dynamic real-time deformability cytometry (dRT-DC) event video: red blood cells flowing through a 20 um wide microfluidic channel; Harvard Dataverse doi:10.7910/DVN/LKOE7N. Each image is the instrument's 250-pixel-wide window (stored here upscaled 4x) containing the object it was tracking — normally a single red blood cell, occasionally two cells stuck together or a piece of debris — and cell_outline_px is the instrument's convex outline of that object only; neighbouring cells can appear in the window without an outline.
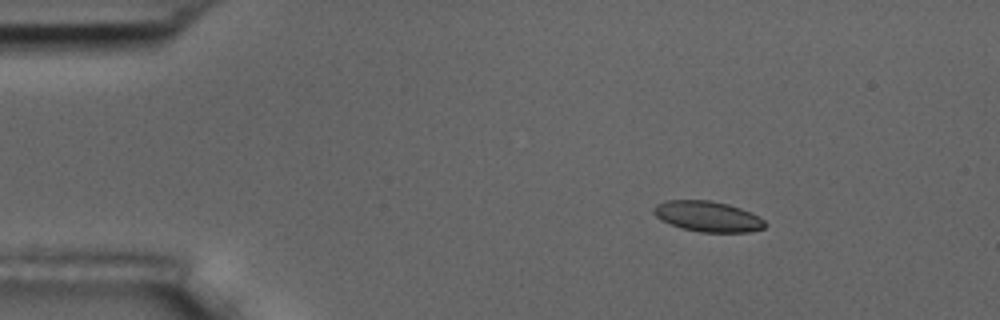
{"species": "common noctule bat (a hibernating species)", "species_latin": "Nyctalus noctula", "temperature_condition": "room temperature", "stored_images_in_passage": 5, "camera_frame_rate_fps": 3000, "um_per_image_px": 0.085, "animal": {"sex": "male", "body_mass_g": 17.5, "forearm_length_mm": 52.3}, "frame": {"image": 1, "passage_image": 1, "time_ms": 0.0, "image_size_px": [1000, 320], "cell_outline_px": [[768, 224], [764, 228], [748, 232], [700, 232], [684, 228], [672, 224], [656, 216], [652, 212], [652, 208], [656, 204], [664, 200], [708, 200], [728, 204], [740, 208], [764, 220]], "centroid_in_image_um": [60.15, 18.39], "position_along_channel_um": 24.9, "area_um2": 19.59}}
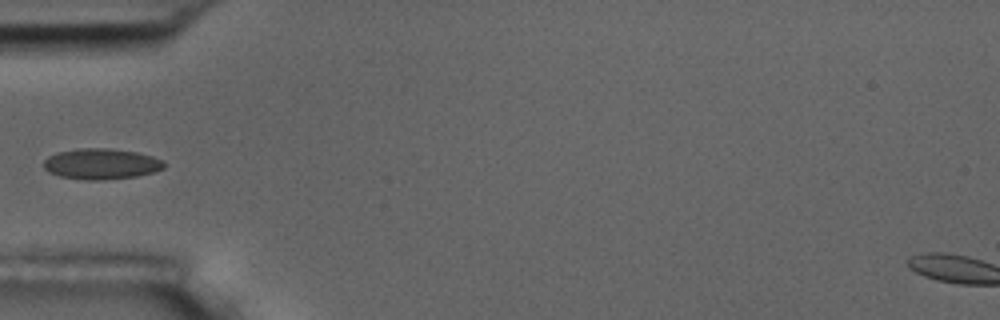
{"frame": {"image": 2, "passage_image": 4, "time_ms": 3.333, "image_size_px": [1000, 320], "cell_outline_px": [[164, 168], [152, 172], [136, 176], [100, 180], [84, 180], [60, 176], [48, 172], [44, 168], [44, 160], [48, 156], [56, 152], [80, 148], [108, 148], [136, 152], [152, 156], [164, 160]], "centroid_in_image_um": [8.58, 13.92], "position_along_channel_um": 76.4, "area_um2": 21.56}}